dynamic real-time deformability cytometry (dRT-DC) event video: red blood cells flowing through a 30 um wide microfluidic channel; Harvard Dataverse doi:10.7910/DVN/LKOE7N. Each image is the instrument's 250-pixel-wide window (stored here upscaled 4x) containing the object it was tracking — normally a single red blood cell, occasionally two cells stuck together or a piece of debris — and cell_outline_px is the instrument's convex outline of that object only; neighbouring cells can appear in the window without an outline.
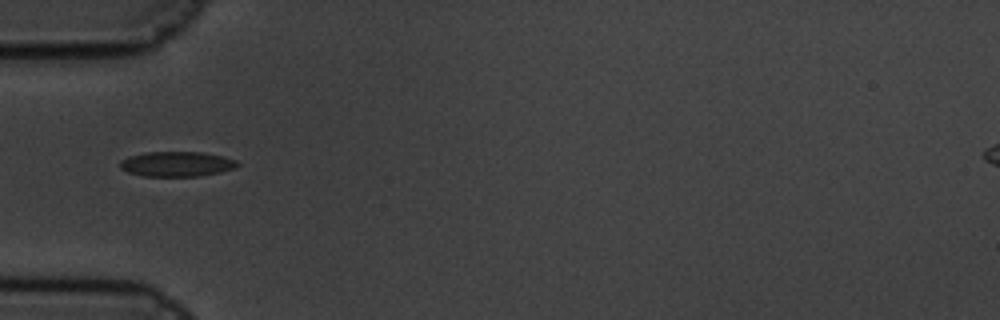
{"species": "common noctule bat (a hibernating species)", "species_latin": "Nyctalus noctula", "temperature_condition": "cold", "stored_images_in_passage": 34, "camera_frame_rate_fps": 3000, "um_per_image_px": 0.085, "animal": {"sex": "male", "body_mass_g": 19.5, "forearm_length_mm": 54.6}, "frame": {"image": 1, "passage_image": 1, "time_ms": 0.0, "image_size_px": [1000, 320], "cell_outline_px": [[240, 164], [236, 168], [220, 172], [200, 176], [144, 176], [128, 172], [120, 168], [120, 160], [128, 156], [144, 152], [204, 152], [224, 156], [236, 160]], "centroid_in_image_um": [15.04, 13.93], "position_along_channel_um": 70.0, "area_um2": 17.28}}
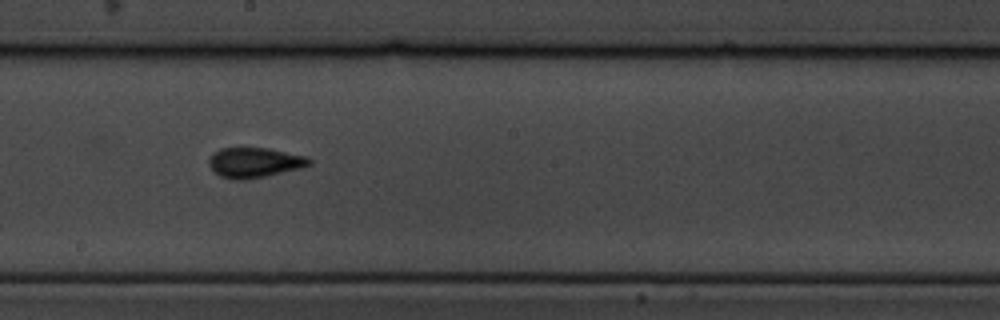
{"frame": {"image": 2, "passage_image": 15, "time_ms": 4.667, "image_size_px": [1000, 320], "cell_outline_px": [[312, 164], [300, 168], [264, 176], [244, 180], [232, 180], [220, 176], [208, 164], [208, 160], [212, 152], [220, 148], [268, 148], [308, 156], [312, 160]], "centroid_in_image_um": [21.63, 13.81], "position_along_channel_um": 226.6, "area_um2": 17.63}}
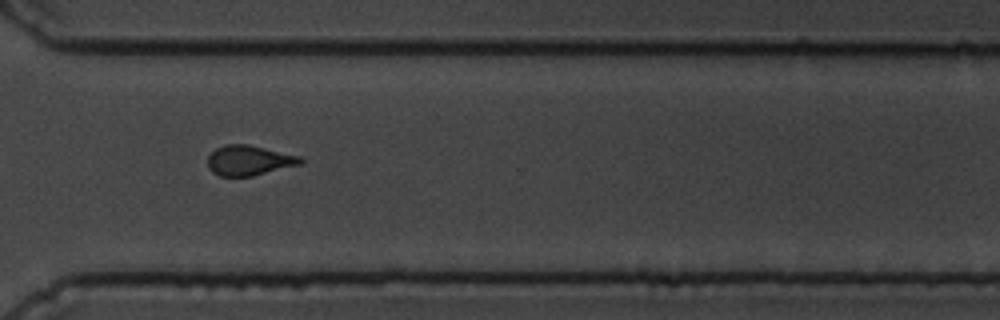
{"frame": {"image": 3, "passage_image": 26, "time_ms": 8.333, "image_size_px": [1000, 320], "cell_outline_px": [[304, 164], [252, 176], [220, 176], [212, 172], [208, 168], [208, 156], [216, 148], [224, 144], [248, 144], [300, 156], [304, 160]], "centroid_in_image_um": [21.19, 13.64], "position_along_channel_um": 349.4, "area_um2": 16.42}, "authors_computed_cell_mechanics": {"area_um2": 16.7909, "velocity_mm_per_s": 3.3535, "shape_relaxation_time_tau1_ms": 4.9496, "shape_relaxation_time_tau2_ms": 1.9047, "deformation_change_tau1": 0.1367, "deformation_change_tau2": 0.0745}}